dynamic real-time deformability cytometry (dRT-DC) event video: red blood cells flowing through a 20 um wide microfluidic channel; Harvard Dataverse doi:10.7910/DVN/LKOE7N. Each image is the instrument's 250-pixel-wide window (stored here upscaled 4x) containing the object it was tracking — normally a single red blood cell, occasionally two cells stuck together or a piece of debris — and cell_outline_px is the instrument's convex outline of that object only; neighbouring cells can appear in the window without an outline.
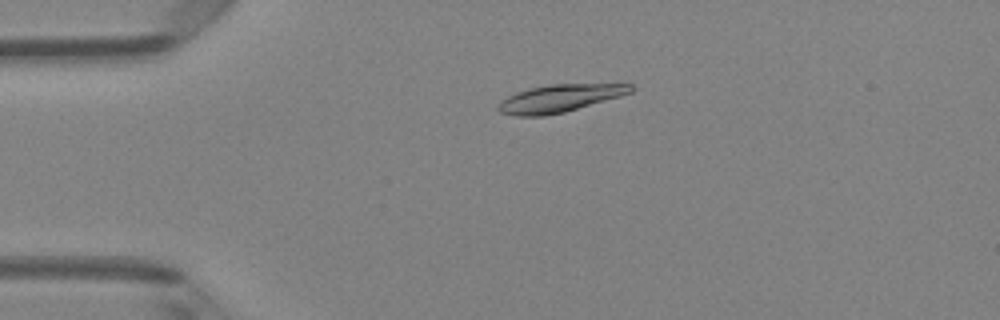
{"species": "Egyptian fruit bat (a non-hibernating species)", "species_latin": "Rousettus aegyptiacus", "temperature_condition": "room temperature", "stored_images_in_passage": 6, "camera_frame_rate_fps": 3000, "um_per_image_px": 0.085, "animal": {"sex": "female"}, "frame": {"image": 1, "passage_image": 4, "time_ms": 1.0, "image_size_px": [1000, 320], "cell_outline_px": [[636, 88], [632, 92], [620, 96], [564, 112], [544, 116], [516, 116], [500, 112], [496, 108], [496, 104], [500, 100], [516, 92], [528, 88], [548, 84], [632, 84]], "centroid_in_image_um": [47.52, 8.35], "position_along_channel_um": 37.5, "area_um2": 21.39}}